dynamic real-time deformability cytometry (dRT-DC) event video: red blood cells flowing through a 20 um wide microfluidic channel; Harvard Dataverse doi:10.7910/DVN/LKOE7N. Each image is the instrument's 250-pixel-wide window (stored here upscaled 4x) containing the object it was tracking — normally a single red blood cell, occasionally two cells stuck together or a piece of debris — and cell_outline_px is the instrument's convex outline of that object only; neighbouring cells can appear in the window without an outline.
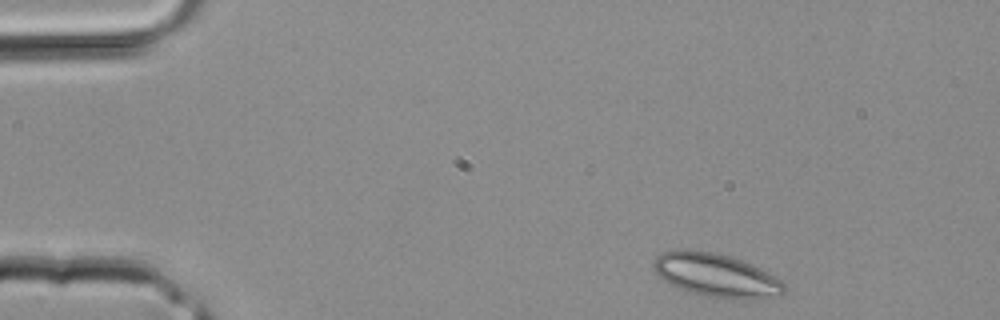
{"species": "common noctule bat (a hibernating species)", "species_latin": "Nyctalus noctula", "temperature_condition": "room temperature", "stored_images_in_passage": 3, "segment_of_instrument_passage": [1, 2], "camera_frame_rate_fps": 3000, "um_per_image_px": 0.085, "animal": {"sex": "male", "body_mass_g": 20.4}, "frame": {"image": 1, "passage_image": 1, "time_ms": 0.0, "image_size_px": [1000, 320], "cell_outline_px": [[784, 292], [780, 296], [748, 300], [732, 300], [704, 296], [680, 288], [664, 280], [652, 268], [652, 264], [656, 256], [664, 252], [676, 248], [692, 248], [712, 252], [728, 256], [740, 260], [760, 268], [776, 276], [784, 284]], "centroid_in_image_um": [60.87, 23.39], "position_along_channel_um": 24.1, "area_um2": 33.41}}